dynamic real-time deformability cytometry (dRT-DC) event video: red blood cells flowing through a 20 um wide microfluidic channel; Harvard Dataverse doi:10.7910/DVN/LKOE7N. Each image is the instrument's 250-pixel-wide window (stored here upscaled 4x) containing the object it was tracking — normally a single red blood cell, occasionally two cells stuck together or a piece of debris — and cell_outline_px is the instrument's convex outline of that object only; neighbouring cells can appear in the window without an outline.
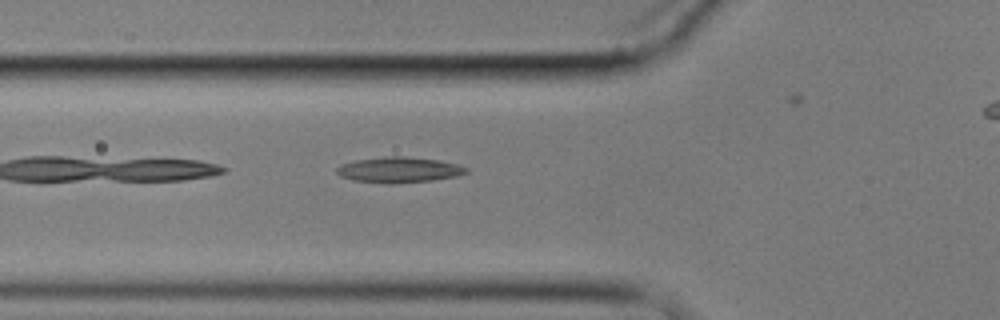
{"species": "common noctule bat (a hibernating species)", "species_latin": "Nyctalus noctula", "temperature_condition": "cold", "stored_images_in_passage": 8, "segment_of_instrument_passage": [1, 2], "camera_frame_rate_fps": 3000, "um_per_image_px": 0.085, "animal": {"sex": "male", "body_mass_g": 17.9}, "frame": {"image": 1, "passage_image": 6, "time_ms": 6.667, "image_size_px": [1000, 320], "cell_outline_px": [[468, 172], [456, 176], [432, 180], [392, 184], [388, 184], [352, 180], [340, 176], [336, 172], [336, 168], [340, 164], [356, 160], [388, 156], [404, 156], [436, 160], [456, 164], [468, 168]], "centroid_in_image_um": [33.87, 14.44], "position_along_channel_um": 91.9, "area_um2": 19.25}}